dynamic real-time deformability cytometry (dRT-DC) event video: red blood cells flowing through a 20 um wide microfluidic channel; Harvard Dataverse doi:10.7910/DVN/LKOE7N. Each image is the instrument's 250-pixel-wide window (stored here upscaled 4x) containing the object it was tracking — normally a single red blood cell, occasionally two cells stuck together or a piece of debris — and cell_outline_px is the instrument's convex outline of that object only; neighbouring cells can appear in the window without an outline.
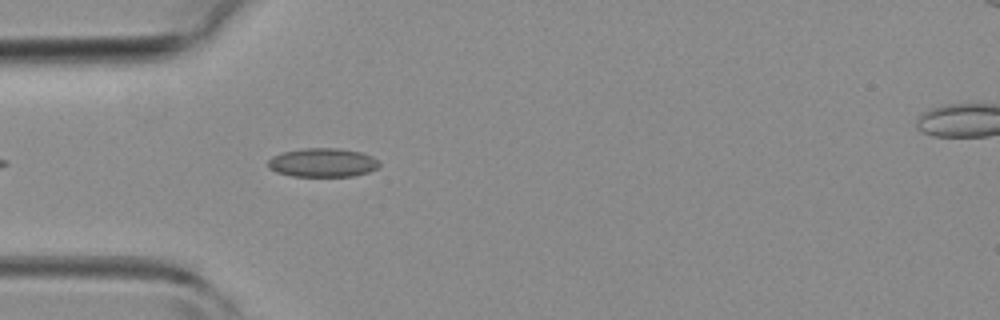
{"species": "common noctule bat (a hibernating species)", "species_latin": "Nyctalus noctula", "temperature_condition": "room temperature", "stored_images_in_passage": 4, "camera_frame_rate_fps": 3000, "um_per_image_px": 0.085, "animal": {"sex": "female", "body_mass_g": 19.3, "forearm_length_mm": 54.1}, "frame": {"image": 1, "passage_image": 3, "time_ms": 2.667, "image_size_px": [1000, 320], "cell_outline_px": [[380, 164], [376, 168], [368, 172], [352, 176], [292, 176], [276, 172], [268, 168], [268, 160], [272, 156], [280, 152], [304, 148], [336, 148], [360, 152], [372, 156]], "centroid_in_image_um": [27.37, 13.82], "position_along_channel_um": 57.6, "area_um2": 18.67}}